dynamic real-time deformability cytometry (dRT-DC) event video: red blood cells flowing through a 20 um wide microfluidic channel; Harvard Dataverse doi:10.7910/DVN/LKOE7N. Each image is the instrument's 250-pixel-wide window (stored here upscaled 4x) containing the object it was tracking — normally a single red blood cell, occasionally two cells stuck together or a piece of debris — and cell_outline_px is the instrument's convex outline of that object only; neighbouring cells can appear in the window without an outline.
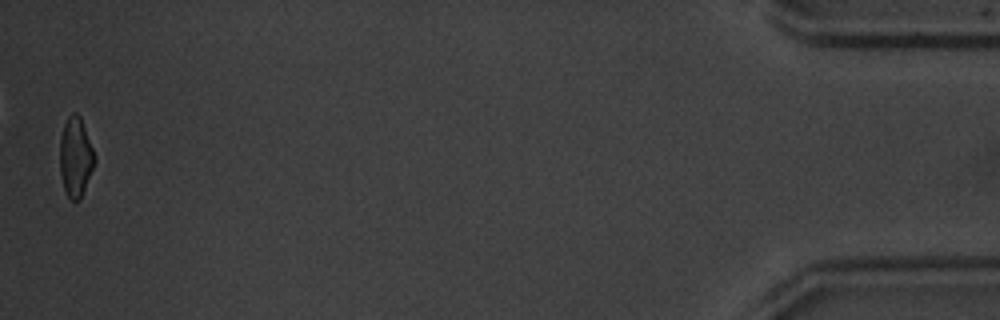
{"species": "common noctule bat (a hibernating species)", "species_latin": "Nyctalus noctula", "temperature_condition": "warm", "stored_images_in_passage": 52, "camera_frame_rate_fps": 3000, "um_per_image_px": 0.085, "animal": {"sex": "male", "body_mass_g": 20.1, "forearm_length_mm": 53.5}, "frame": {"image": 1, "passage_image": 52, "time_ms": 17.0, "image_size_px": [1000, 320], "cell_outline_px": [[96, 160], [80, 200], [72, 200], [68, 196], [64, 188], [60, 172], [60, 140], [64, 124], [68, 116], [72, 112], [76, 112], [80, 116], [96, 156]], "centroid_in_image_um": [6.43, 13.33], "position_along_channel_um": 428.8, "area_um2": 16.01}, "authors_computed_cell_mechanics": {"area_um2": 16.7042, "velocity_mm_per_s": 3.8651, "shape_relaxation_time_tau1_ms": 3.167, "shape_relaxation_time_tau2_ms": 2.0057, "deformation_change_tau1": 0.138, "deformation_change_tau2": 0.0801}}